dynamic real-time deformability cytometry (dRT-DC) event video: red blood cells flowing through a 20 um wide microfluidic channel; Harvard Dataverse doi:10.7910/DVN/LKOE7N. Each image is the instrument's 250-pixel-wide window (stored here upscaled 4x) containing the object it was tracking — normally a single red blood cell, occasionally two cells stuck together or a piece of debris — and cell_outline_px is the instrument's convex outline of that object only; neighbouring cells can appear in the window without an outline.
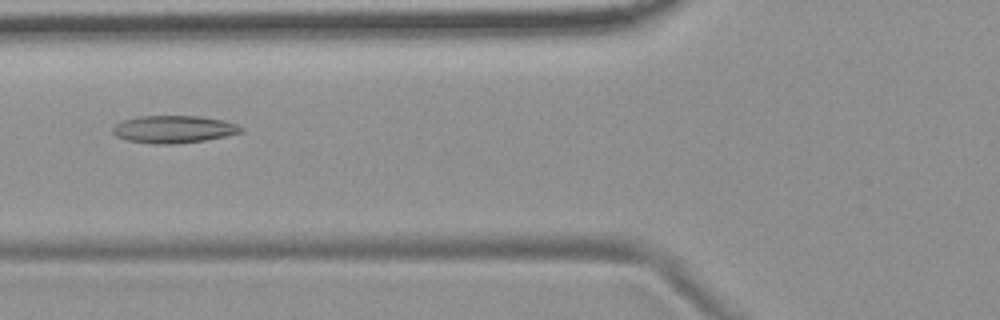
{"species": "common noctule bat (a hibernating species)", "species_latin": "Nyctalus noctula", "temperature_condition": "room temperature", "stored_images_in_passage": 10, "camera_frame_rate_fps": 3000, "um_per_image_px": 0.085, "animal": {"sex": "female", "body_mass_g": 19.9}, "frame": {"image": 1, "passage_image": 6, "time_ms": 5.667, "image_size_px": [1000, 320], "cell_outline_px": [[244, 132], [228, 136], [204, 140], [172, 144], [156, 144], [128, 140], [116, 136], [112, 132], [112, 128], [116, 124], [124, 120], [140, 116], [200, 116], [224, 120], [236, 124], [244, 128]], "centroid_in_image_um": [14.81, 10.98], "position_along_channel_um": 111.0, "area_um2": 20.52}}
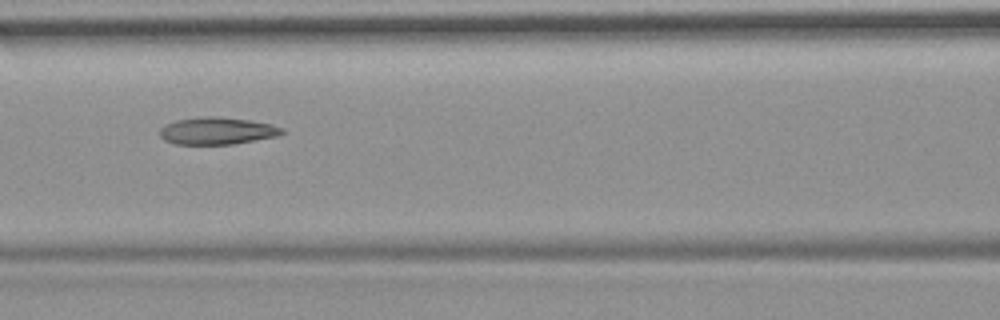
{"frame": {"image": 2, "passage_image": 7, "time_ms": 6.667, "image_size_px": [1000, 320], "cell_outline_px": [[284, 132], [276, 136], [232, 144], [176, 144], [164, 140], [160, 136], [160, 128], [176, 120], [208, 116], [220, 116], [248, 120], [272, 124], [284, 128]], "centroid_in_image_um": [18.46, 11.12], "position_along_channel_um": 148.1, "area_um2": 19.19}}